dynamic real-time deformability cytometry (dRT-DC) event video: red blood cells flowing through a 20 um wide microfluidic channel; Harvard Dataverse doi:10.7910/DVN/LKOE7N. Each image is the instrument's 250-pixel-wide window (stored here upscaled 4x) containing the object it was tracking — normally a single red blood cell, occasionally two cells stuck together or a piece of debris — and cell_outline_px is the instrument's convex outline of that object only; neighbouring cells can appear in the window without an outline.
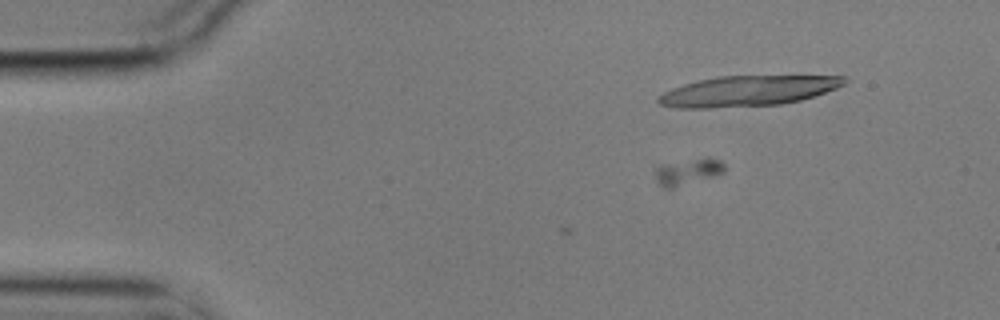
{"species": "common noctule bat (a hibernating species)", "species_latin": "Nyctalus noctula", "temperature_condition": "cold", "stored_images_in_passage": 7, "camera_frame_rate_fps": 3000, "um_per_image_px": 0.085, "animal": {"sex": "male", "body_mass_g": 17.9}, "frame": {"image": 1, "passage_image": 4, "time_ms": 1.0, "image_size_px": [1000, 320], "cell_outline_px": [[724, 172], [712, 176], [672, 188], [664, 188], [656, 180], [656, 168], [660, 164], [708, 156], [720, 160], [724, 164]], "centroid_in_image_um": [58.46, 14.55], "position_along_channel_um": 26.5, "area_um2": 10.52}}